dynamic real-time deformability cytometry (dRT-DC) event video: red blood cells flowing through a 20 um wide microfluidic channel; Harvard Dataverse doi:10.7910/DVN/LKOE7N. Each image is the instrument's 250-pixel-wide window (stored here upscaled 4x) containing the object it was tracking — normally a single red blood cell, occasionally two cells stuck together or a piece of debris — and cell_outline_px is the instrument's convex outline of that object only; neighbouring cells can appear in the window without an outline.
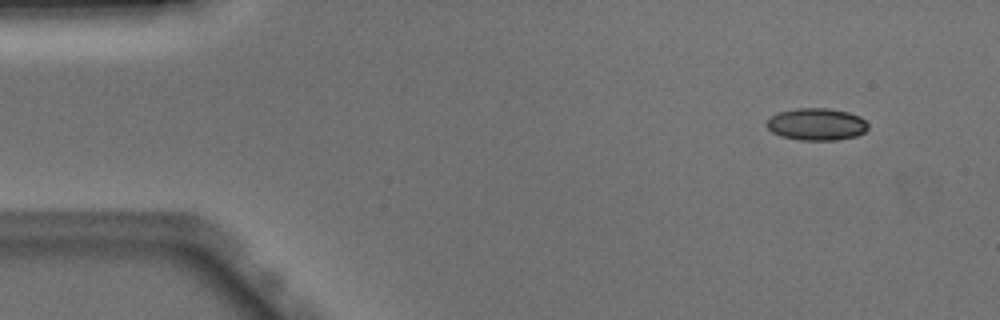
{"species": "Egyptian fruit bat (a non-hibernating species)", "species_latin": "Rousettus aegyptiacus", "temperature_condition": "warm", "stored_images_in_passage": 49, "camera_frame_rate_fps": 3000, "um_per_image_px": 0.085, "animal": {"sex": "male"}, "frame": {"image": 1, "passage_image": 1, "time_ms": 0.0, "image_size_px": [1000, 320], "cell_outline_px": [[868, 128], [864, 132], [856, 136], [836, 140], [800, 140], [780, 136], [772, 132], [764, 124], [772, 116], [780, 112], [796, 108], [828, 108], [848, 112], [860, 116], [868, 124]], "centroid_in_image_um": [69.41, 10.56], "position_along_channel_um": 15.6, "area_um2": 19.02}}
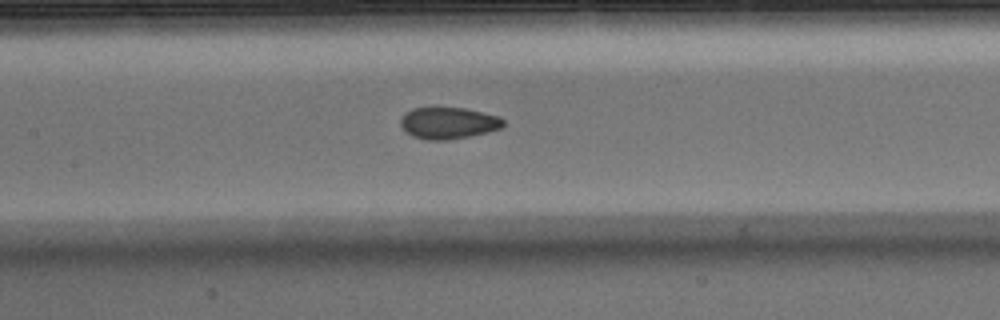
{"frame": {"image": 2, "passage_image": 20, "time_ms": 6.333, "image_size_px": [1000, 320], "cell_outline_px": [[504, 124], [500, 128], [488, 132], [448, 140], [428, 140], [412, 136], [400, 124], [400, 120], [404, 112], [412, 108], [464, 108], [500, 116], [504, 120]], "centroid_in_image_um": [38.11, 10.45], "position_along_channel_um": 169.3, "area_um2": 18.84}}
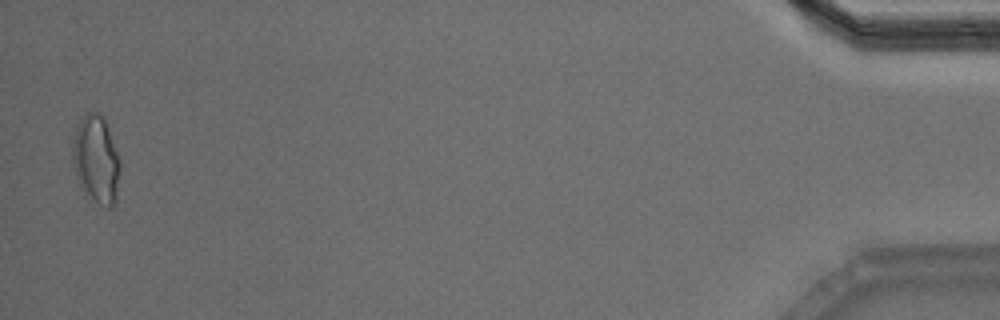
{"frame": {"image": 3, "passage_image": 47, "time_ms": 15.333, "image_size_px": [1000, 320], "cell_outline_px": [[120, 168], [116, 204], [112, 208], [108, 208], [100, 204], [80, 188], [72, 164], [72, 140], [76, 124], [80, 116], [84, 112], [96, 112], [104, 116], [108, 124], [120, 160]], "centroid_in_image_um": [8.16, 13.5], "position_along_channel_um": 427.0, "area_um2": 25.09}, "authors_computed_cell_mechanics": {"area_um2": 19.3052, "velocity_mm_per_s": 3.9016, "shape_relaxation_time_tau1_ms": null, "shape_relaxation_time_tau2_ms": 1.157, "deformation_change_tau1": null, "deformation_change_tau2": 0.0573}}